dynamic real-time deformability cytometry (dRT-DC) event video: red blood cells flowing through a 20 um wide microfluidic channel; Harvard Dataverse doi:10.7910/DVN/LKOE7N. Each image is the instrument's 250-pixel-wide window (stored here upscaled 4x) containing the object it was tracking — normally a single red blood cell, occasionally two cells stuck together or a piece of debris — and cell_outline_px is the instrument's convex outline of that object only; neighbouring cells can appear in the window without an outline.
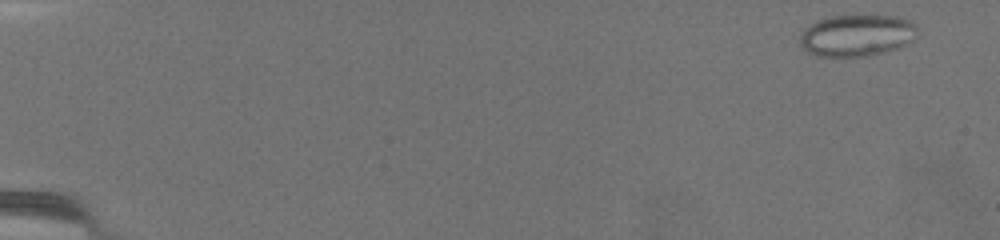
{"species": "common noctule bat (a hibernating species)", "species_latin": "Nyctalus noctula", "temperature_condition": "warm", "stored_images_in_passage": 23, "camera_frame_rate_fps": 3000, "um_per_image_px": 0.085, "animal": {"sex": "female", "body_mass_g": 19.5, "forearm_length_mm": 54.1}, "frame": {"image": 1, "passage_image": 1, "time_ms": 0.0, "image_size_px": [1000, 240], "cell_outline_px": [[916, 36], [912, 40], [896, 48], [884, 52], [864, 56], [816, 56], [808, 52], [800, 44], [800, 36], [812, 24], [820, 20], [832, 16], [896, 16], [908, 20], [916, 24]], "centroid_in_image_um": [72.84, 3.01], "position_along_channel_um": 12.2, "area_um2": 27.98}}
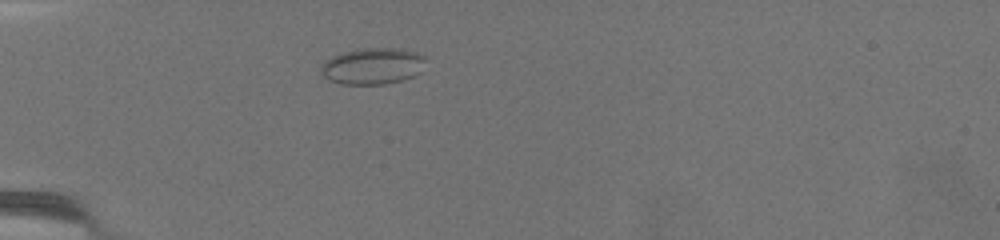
{"frame": {"image": 2, "passage_image": 21, "time_ms": 6.667, "image_size_px": [1000, 240], "cell_outline_px": [[428, 56], [424, 72], [416, 76], [384, 84], [340, 84], [324, 76], [320, 72], [320, 64], [324, 60], [332, 56], [344, 52], [360, 48], [396, 48], [416, 52]], "centroid_in_image_um": [31.74, 5.61], "position_along_channel_um": 53.3, "area_um2": 22.72}}